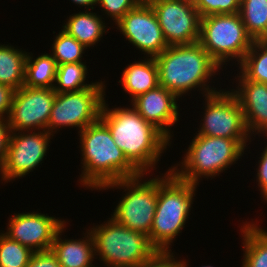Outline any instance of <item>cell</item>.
<instances>
[{
  "label": "cell",
  "mask_w": 267,
  "mask_h": 267,
  "mask_svg": "<svg viewBox=\"0 0 267 267\" xmlns=\"http://www.w3.org/2000/svg\"><path fill=\"white\" fill-rule=\"evenodd\" d=\"M123 38L145 57L160 55L168 44L163 36L157 16L148 1H141L128 11L116 24Z\"/></svg>",
  "instance_id": "13"
},
{
  "label": "cell",
  "mask_w": 267,
  "mask_h": 267,
  "mask_svg": "<svg viewBox=\"0 0 267 267\" xmlns=\"http://www.w3.org/2000/svg\"><path fill=\"white\" fill-rule=\"evenodd\" d=\"M103 19L105 18L98 11L95 13L91 10H80L67 17L62 30L90 49L103 39L105 32L109 33L110 27H107L108 24Z\"/></svg>",
  "instance_id": "20"
},
{
  "label": "cell",
  "mask_w": 267,
  "mask_h": 267,
  "mask_svg": "<svg viewBox=\"0 0 267 267\" xmlns=\"http://www.w3.org/2000/svg\"><path fill=\"white\" fill-rule=\"evenodd\" d=\"M102 80L80 91L56 93L46 131L54 135L71 127L80 132L97 121L106 97Z\"/></svg>",
  "instance_id": "9"
},
{
  "label": "cell",
  "mask_w": 267,
  "mask_h": 267,
  "mask_svg": "<svg viewBox=\"0 0 267 267\" xmlns=\"http://www.w3.org/2000/svg\"><path fill=\"white\" fill-rule=\"evenodd\" d=\"M33 253L0 230V267H27Z\"/></svg>",
  "instance_id": "28"
},
{
  "label": "cell",
  "mask_w": 267,
  "mask_h": 267,
  "mask_svg": "<svg viewBox=\"0 0 267 267\" xmlns=\"http://www.w3.org/2000/svg\"><path fill=\"white\" fill-rule=\"evenodd\" d=\"M155 60L159 86L178 98H184L188 92L192 94L195 90L199 91L202 97L222 90L221 87L218 89L217 85L214 87L212 82L223 70L198 42L168 46Z\"/></svg>",
  "instance_id": "2"
},
{
  "label": "cell",
  "mask_w": 267,
  "mask_h": 267,
  "mask_svg": "<svg viewBox=\"0 0 267 267\" xmlns=\"http://www.w3.org/2000/svg\"><path fill=\"white\" fill-rule=\"evenodd\" d=\"M179 100L183 99L158 85L155 89L137 96L130 105L172 142L174 134L171 128L180 121V104H177Z\"/></svg>",
  "instance_id": "16"
},
{
  "label": "cell",
  "mask_w": 267,
  "mask_h": 267,
  "mask_svg": "<svg viewBox=\"0 0 267 267\" xmlns=\"http://www.w3.org/2000/svg\"><path fill=\"white\" fill-rule=\"evenodd\" d=\"M45 214L37 211L14 213L8 218L6 231H1L33 252L51 250L56 233L67 219Z\"/></svg>",
  "instance_id": "15"
},
{
  "label": "cell",
  "mask_w": 267,
  "mask_h": 267,
  "mask_svg": "<svg viewBox=\"0 0 267 267\" xmlns=\"http://www.w3.org/2000/svg\"><path fill=\"white\" fill-rule=\"evenodd\" d=\"M55 96L53 88L15 90L7 118L11 131L46 130Z\"/></svg>",
  "instance_id": "14"
},
{
  "label": "cell",
  "mask_w": 267,
  "mask_h": 267,
  "mask_svg": "<svg viewBox=\"0 0 267 267\" xmlns=\"http://www.w3.org/2000/svg\"><path fill=\"white\" fill-rule=\"evenodd\" d=\"M226 89L204 96V112L201 111L203 119L200 120L199 128L194 135L252 139L238 98Z\"/></svg>",
  "instance_id": "10"
},
{
  "label": "cell",
  "mask_w": 267,
  "mask_h": 267,
  "mask_svg": "<svg viewBox=\"0 0 267 267\" xmlns=\"http://www.w3.org/2000/svg\"><path fill=\"white\" fill-rule=\"evenodd\" d=\"M106 102L104 99L100 119L109 128L115 144L141 174H152L173 142L144 120L132 106L110 109Z\"/></svg>",
  "instance_id": "1"
},
{
  "label": "cell",
  "mask_w": 267,
  "mask_h": 267,
  "mask_svg": "<svg viewBox=\"0 0 267 267\" xmlns=\"http://www.w3.org/2000/svg\"><path fill=\"white\" fill-rule=\"evenodd\" d=\"M237 67L245 80L267 84V41L254 40Z\"/></svg>",
  "instance_id": "24"
},
{
  "label": "cell",
  "mask_w": 267,
  "mask_h": 267,
  "mask_svg": "<svg viewBox=\"0 0 267 267\" xmlns=\"http://www.w3.org/2000/svg\"><path fill=\"white\" fill-rule=\"evenodd\" d=\"M147 176L148 174H141L135 178L114 181L101 187L98 191L113 190L114 188L124 190L113 214L110 215L111 218L148 237L157 206L158 175L151 174L152 178Z\"/></svg>",
  "instance_id": "7"
},
{
  "label": "cell",
  "mask_w": 267,
  "mask_h": 267,
  "mask_svg": "<svg viewBox=\"0 0 267 267\" xmlns=\"http://www.w3.org/2000/svg\"><path fill=\"white\" fill-rule=\"evenodd\" d=\"M253 42L239 13L213 14L201 18L198 43L222 70L230 61L231 64L235 63L234 66L239 65Z\"/></svg>",
  "instance_id": "8"
},
{
  "label": "cell",
  "mask_w": 267,
  "mask_h": 267,
  "mask_svg": "<svg viewBox=\"0 0 267 267\" xmlns=\"http://www.w3.org/2000/svg\"><path fill=\"white\" fill-rule=\"evenodd\" d=\"M181 1H185L191 4H195L197 0H181Z\"/></svg>",
  "instance_id": "38"
},
{
  "label": "cell",
  "mask_w": 267,
  "mask_h": 267,
  "mask_svg": "<svg viewBox=\"0 0 267 267\" xmlns=\"http://www.w3.org/2000/svg\"><path fill=\"white\" fill-rule=\"evenodd\" d=\"M183 259H180L181 267H188L189 266V264H188L189 262H187L184 257H183ZM200 267H213V266L212 265H203V266H200Z\"/></svg>",
  "instance_id": "37"
},
{
  "label": "cell",
  "mask_w": 267,
  "mask_h": 267,
  "mask_svg": "<svg viewBox=\"0 0 267 267\" xmlns=\"http://www.w3.org/2000/svg\"><path fill=\"white\" fill-rule=\"evenodd\" d=\"M251 141L195 135L184 152L183 160L171 165L170 170L178 178L199 185L202 178L212 180L241 161Z\"/></svg>",
  "instance_id": "5"
},
{
  "label": "cell",
  "mask_w": 267,
  "mask_h": 267,
  "mask_svg": "<svg viewBox=\"0 0 267 267\" xmlns=\"http://www.w3.org/2000/svg\"><path fill=\"white\" fill-rule=\"evenodd\" d=\"M95 258L105 267H135L147 262L157 250L143 233L131 230L113 218L92 224Z\"/></svg>",
  "instance_id": "6"
},
{
  "label": "cell",
  "mask_w": 267,
  "mask_h": 267,
  "mask_svg": "<svg viewBox=\"0 0 267 267\" xmlns=\"http://www.w3.org/2000/svg\"><path fill=\"white\" fill-rule=\"evenodd\" d=\"M81 174L79 185L89 190H99L108 183L135 178L141 173L127 160L115 144L106 124L99 118L78 132Z\"/></svg>",
  "instance_id": "3"
},
{
  "label": "cell",
  "mask_w": 267,
  "mask_h": 267,
  "mask_svg": "<svg viewBox=\"0 0 267 267\" xmlns=\"http://www.w3.org/2000/svg\"><path fill=\"white\" fill-rule=\"evenodd\" d=\"M168 44L190 45L200 36L201 16L194 4L181 0H148Z\"/></svg>",
  "instance_id": "12"
},
{
  "label": "cell",
  "mask_w": 267,
  "mask_h": 267,
  "mask_svg": "<svg viewBox=\"0 0 267 267\" xmlns=\"http://www.w3.org/2000/svg\"><path fill=\"white\" fill-rule=\"evenodd\" d=\"M241 224L243 259L241 267H267V228L263 229L256 220Z\"/></svg>",
  "instance_id": "21"
},
{
  "label": "cell",
  "mask_w": 267,
  "mask_h": 267,
  "mask_svg": "<svg viewBox=\"0 0 267 267\" xmlns=\"http://www.w3.org/2000/svg\"><path fill=\"white\" fill-rule=\"evenodd\" d=\"M27 267H61L52 250L34 252Z\"/></svg>",
  "instance_id": "33"
},
{
  "label": "cell",
  "mask_w": 267,
  "mask_h": 267,
  "mask_svg": "<svg viewBox=\"0 0 267 267\" xmlns=\"http://www.w3.org/2000/svg\"><path fill=\"white\" fill-rule=\"evenodd\" d=\"M53 40L50 54L56 60L57 65L83 62V54L88 48L77 39L61 29Z\"/></svg>",
  "instance_id": "27"
},
{
  "label": "cell",
  "mask_w": 267,
  "mask_h": 267,
  "mask_svg": "<svg viewBox=\"0 0 267 267\" xmlns=\"http://www.w3.org/2000/svg\"><path fill=\"white\" fill-rule=\"evenodd\" d=\"M96 265V266H95ZM92 267H105V266H103V265H99L98 266V263L97 264H94V266H92Z\"/></svg>",
  "instance_id": "39"
},
{
  "label": "cell",
  "mask_w": 267,
  "mask_h": 267,
  "mask_svg": "<svg viewBox=\"0 0 267 267\" xmlns=\"http://www.w3.org/2000/svg\"><path fill=\"white\" fill-rule=\"evenodd\" d=\"M239 14L253 40L267 41V0H241Z\"/></svg>",
  "instance_id": "25"
},
{
  "label": "cell",
  "mask_w": 267,
  "mask_h": 267,
  "mask_svg": "<svg viewBox=\"0 0 267 267\" xmlns=\"http://www.w3.org/2000/svg\"><path fill=\"white\" fill-rule=\"evenodd\" d=\"M88 67L86 62L65 63L57 66L54 91L56 93L75 92L93 86L87 80ZM88 82V83H87Z\"/></svg>",
  "instance_id": "26"
},
{
  "label": "cell",
  "mask_w": 267,
  "mask_h": 267,
  "mask_svg": "<svg viewBox=\"0 0 267 267\" xmlns=\"http://www.w3.org/2000/svg\"><path fill=\"white\" fill-rule=\"evenodd\" d=\"M141 0H98L97 6L100 8L105 18H110L114 25L131 9L136 7Z\"/></svg>",
  "instance_id": "30"
},
{
  "label": "cell",
  "mask_w": 267,
  "mask_h": 267,
  "mask_svg": "<svg viewBox=\"0 0 267 267\" xmlns=\"http://www.w3.org/2000/svg\"><path fill=\"white\" fill-rule=\"evenodd\" d=\"M11 132L8 120L6 118H0V170L6 161Z\"/></svg>",
  "instance_id": "34"
},
{
  "label": "cell",
  "mask_w": 267,
  "mask_h": 267,
  "mask_svg": "<svg viewBox=\"0 0 267 267\" xmlns=\"http://www.w3.org/2000/svg\"><path fill=\"white\" fill-rule=\"evenodd\" d=\"M0 43V84L18 90L24 85L26 49Z\"/></svg>",
  "instance_id": "22"
},
{
  "label": "cell",
  "mask_w": 267,
  "mask_h": 267,
  "mask_svg": "<svg viewBox=\"0 0 267 267\" xmlns=\"http://www.w3.org/2000/svg\"><path fill=\"white\" fill-rule=\"evenodd\" d=\"M241 0H197L194 4L201 18L213 14L240 12Z\"/></svg>",
  "instance_id": "29"
},
{
  "label": "cell",
  "mask_w": 267,
  "mask_h": 267,
  "mask_svg": "<svg viewBox=\"0 0 267 267\" xmlns=\"http://www.w3.org/2000/svg\"><path fill=\"white\" fill-rule=\"evenodd\" d=\"M158 175V199L149 242L157 251L170 252L188 222L199 185L178 178L171 170Z\"/></svg>",
  "instance_id": "4"
},
{
  "label": "cell",
  "mask_w": 267,
  "mask_h": 267,
  "mask_svg": "<svg viewBox=\"0 0 267 267\" xmlns=\"http://www.w3.org/2000/svg\"><path fill=\"white\" fill-rule=\"evenodd\" d=\"M66 222L56 233L51 250L61 267H92L95 263L94 242L89 229L85 228L84 237L69 239L62 237L67 229Z\"/></svg>",
  "instance_id": "18"
},
{
  "label": "cell",
  "mask_w": 267,
  "mask_h": 267,
  "mask_svg": "<svg viewBox=\"0 0 267 267\" xmlns=\"http://www.w3.org/2000/svg\"><path fill=\"white\" fill-rule=\"evenodd\" d=\"M14 91L11 87L0 84V118H8Z\"/></svg>",
  "instance_id": "35"
},
{
  "label": "cell",
  "mask_w": 267,
  "mask_h": 267,
  "mask_svg": "<svg viewBox=\"0 0 267 267\" xmlns=\"http://www.w3.org/2000/svg\"><path fill=\"white\" fill-rule=\"evenodd\" d=\"M139 61L128 64L121 73V79L117 82L123 87L130 101L140 94L155 89L159 85L158 66L155 58L142 57Z\"/></svg>",
  "instance_id": "19"
},
{
  "label": "cell",
  "mask_w": 267,
  "mask_h": 267,
  "mask_svg": "<svg viewBox=\"0 0 267 267\" xmlns=\"http://www.w3.org/2000/svg\"><path fill=\"white\" fill-rule=\"evenodd\" d=\"M234 78L236 88L229 90L240 102L247 130L262 139L267 135V84L245 80L239 73Z\"/></svg>",
  "instance_id": "17"
},
{
  "label": "cell",
  "mask_w": 267,
  "mask_h": 267,
  "mask_svg": "<svg viewBox=\"0 0 267 267\" xmlns=\"http://www.w3.org/2000/svg\"><path fill=\"white\" fill-rule=\"evenodd\" d=\"M72 1L73 4L77 5L81 8L84 7L86 10H95V6L97 7L98 0H69Z\"/></svg>",
  "instance_id": "36"
},
{
  "label": "cell",
  "mask_w": 267,
  "mask_h": 267,
  "mask_svg": "<svg viewBox=\"0 0 267 267\" xmlns=\"http://www.w3.org/2000/svg\"><path fill=\"white\" fill-rule=\"evenodd\" d=\"M53 137L46 130L12 131L6 161L0 170V182H13L42 166Z\"/></svg>",
  "instance_id": "11"
},
{
  "label": "cell",
  "mask_w": 267,
  "mask_h": 267,
  "mask_svg": "<svg viewBox=\"0 0 267 267\" xmlns=\"http://www.w3.org/2000/svg\"><path fill=\"white\" fill-rule=\"evenodd\" d=\"M175 252L157 251L147 262L135 267H181L180 258Z\"/></svg>",
  "instance_id": "32"
},
{
  "label": "cell",
  "mask_w": 267,
  "mask_h": 267,
  "mask_svg": "<svg viewBox=\"0 0 267 267\" xmlns=\"http://www.w3.org/2000/svg\"><path fill=\"white\" fill-rule=\"evenodd\" d=\"M57 66L56 60L50 53H42L35 59L32 52H27L23 86L29 88H54Z\"/></svg>",
  "instance_id": "23"
},
{
  "label": "cell",
  "mask_w": 267,
  "mask_h": 267,
  "mask_svg": "<svg viewBox=\"0 0 267 267\" xmlns=\"http://www.w3.org/2000/svg\"><path fill=\"white\" fill-rule=\"evenodd\" d=\"M265 137H267V135H265ZM265 137L264 140L267 139ZM260 151L262 152L259 154L258 162H256L258 164L255 165L257 166L255 177L256 183L258 184V191L260 190L261 200L263 199L262 201L267 203V143Z\"/></svg>",
  "instance_id": "31"
}]
</instances>
